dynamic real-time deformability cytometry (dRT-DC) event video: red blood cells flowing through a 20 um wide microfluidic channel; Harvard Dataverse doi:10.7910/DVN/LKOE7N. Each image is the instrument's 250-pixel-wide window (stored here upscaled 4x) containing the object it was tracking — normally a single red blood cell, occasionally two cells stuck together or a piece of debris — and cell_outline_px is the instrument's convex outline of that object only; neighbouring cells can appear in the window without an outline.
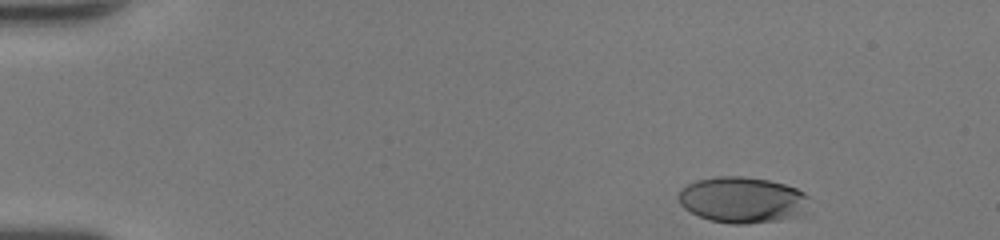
{"species": "human", "species_latin": "Homo sapiens", "temperature_condition": "room temperature", "stored_images_in_passage": 37, "camera_frame_rate_fps": 3000, "um_per_image_px": 0.085, "donor": {"sex": "female"}, "frame": {"image": 1, "passage_image": 1, "time_ms": 0.0, "image_size_px": [1000, 240], "cell_outline_px": [[808, 196], [804, 216], [748, 224], [732, 224], [708, 220], [684, 208], [680, 204], [680, 188], [696, 180], [716, 176], [744, 176], [768, 180], [784, 184], [796, 188], [804, 192]], "centroid_in_image_um": [63.12, 16.99], "position_along_channel_um": 21.9, "area_um2": 35.2}}
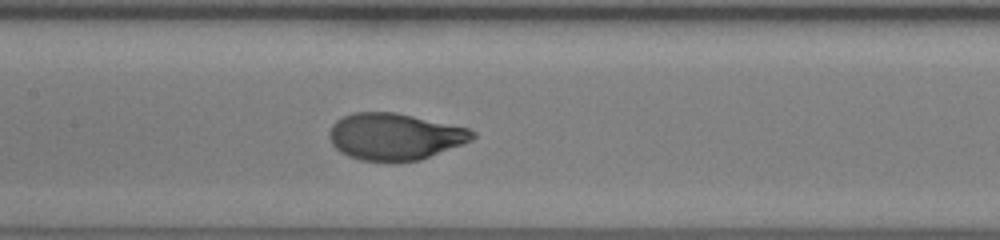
{"frame": {"image": 2, "passage_image": 20, "time_ms": 6.333, "image_size_px": [1000, 240], "cell_outline_px": [[476, 136], [472, 140], [420, 160], [392, 164], [388, 164], [360, 160], [348, 156], [340, 152], [332, 144], [328, 136], [332, 124], [336, 120], [352, 112], [396, 112], [468, 128], [476, 132]], "centroid_in_image_um": [33.52, 11.63], "position_along_channel_um": 173.9, "area_um2": 39.59}}
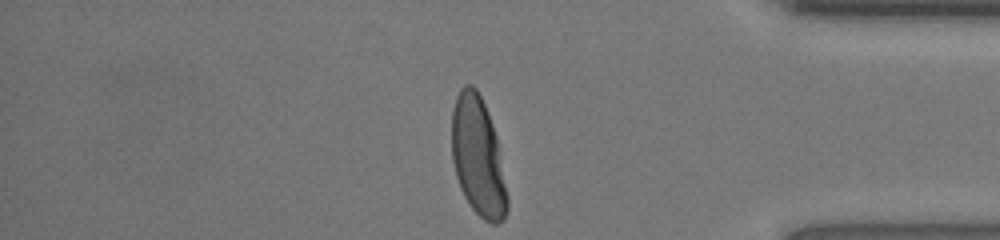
{"frame": {"image": 3, "passage_image": 37, "time_ms": 12.0, "image_size_px": [1000, 240], "cell_outline_px": [[508, 208], [504, 220], [500, 224], [492, 224], [484, 220], [472, 208], [464, 196], [460, 188], [456, 176], [452, 160], [452, 108], [456, 96], [460, 88], [464, 84], [472, 84], [476, 88], [484, 104], [492, 124], [496, 136], [508, 196]], "centroid_in_image_um": [40.62, 13.33], "position_along_channel_um": 394.6, "area_um2": 38.55}, "authors_computed_cell_mechanics": {"area_um2": 38.3792, "velocity_mm_per_s": 4.2692, "shape_relaxation_time_tau1_ms": 2.4457, "shape_relaxation_time_tau2_ms": null, "deformation_change_tau1": 0.1926, "deformation_change_tau2": null}}